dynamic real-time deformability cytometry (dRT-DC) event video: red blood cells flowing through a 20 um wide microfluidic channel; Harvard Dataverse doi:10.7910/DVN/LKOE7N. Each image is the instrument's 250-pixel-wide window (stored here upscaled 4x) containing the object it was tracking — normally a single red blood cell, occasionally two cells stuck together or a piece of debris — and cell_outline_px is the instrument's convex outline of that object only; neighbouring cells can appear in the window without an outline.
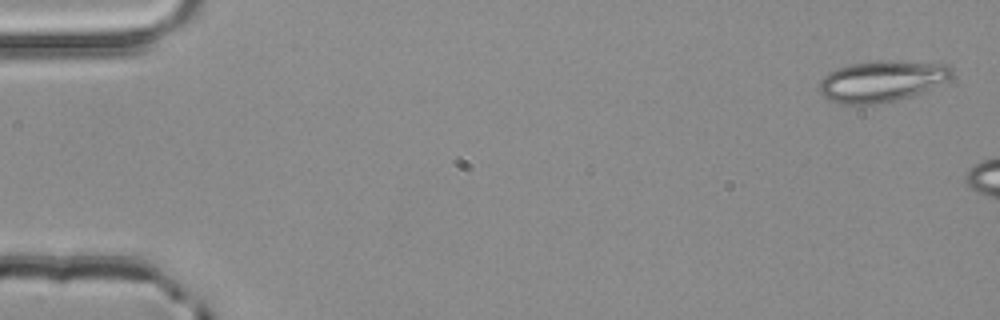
{"species": "common noctule bat (a hibernating species)", "species_latin": "Nyctalus noctula", "temperature_condition": "room temperature", "stored_images_in_passage": 3, "camera_frame_rate_fps": 3000, "um_per_image_px": 0.085, "animal": {"sex": "male", "body_mass_g": 20.4}, "frame": {"image": 1, "passage_image": 1, "time_ms": 0.0, "image_size_px": [1000, 320], "cell_outline_px": [[956, 72], [948, 80], [912, 96], [896, 100], [876, 104], [844, 104], [832, 100], [824, 96], [820, 92], [820, 80], [828, 72], [836, 68], [848, 64], [876, 60], [892, 60], [948, 64]], "centroid_in_image_um": [74.98, 6.87], "position_along_channel_um": 10.0, "area_um2": 31.96}}